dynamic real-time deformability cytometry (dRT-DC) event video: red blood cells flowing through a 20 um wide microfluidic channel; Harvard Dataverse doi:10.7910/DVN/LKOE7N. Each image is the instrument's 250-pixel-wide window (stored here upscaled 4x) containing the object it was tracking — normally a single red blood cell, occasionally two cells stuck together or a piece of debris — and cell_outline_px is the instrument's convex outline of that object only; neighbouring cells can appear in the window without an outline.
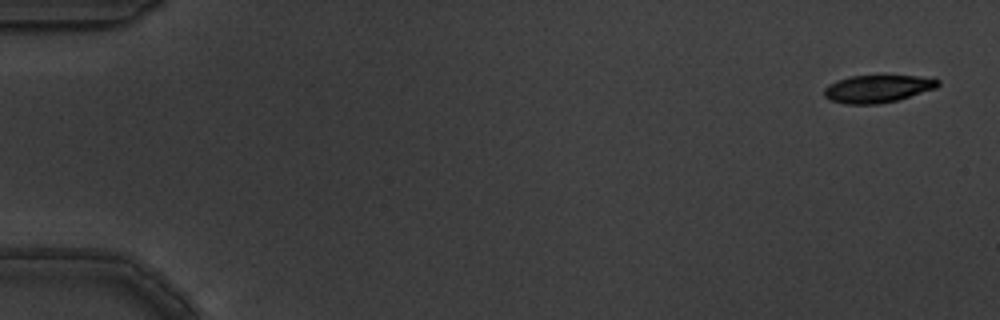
{"species": "common noctule bat (a hibernating species)", "species_latin": "Nyctalus noctula", "temperature_condition": "warm", "stored_images_in_passage": 4, "camera_frame_rate_fps": 3000, "um_per_image_px": 0.085, "animal": {"sex": "male", "body_mass_g": 19.5, "forearm_length_mm": 54.6}, "frame": {"image": 1, "passage_image": 1, "time_ms": 0.0, "image_size_px": [1000, 320], "cell_outline_px": [[940, 84], [936, 88], [896, 100], [876, 104], [844, 104], [832, 100], [824, 96], [824, 88], [828, 84], [836, 80], [848, 76], [932, 76], [940, 80]], "centroid_in_image_um": [74.6, 7.53], "position_along_channel_um": 10.4, "area_um2": 18.32}}